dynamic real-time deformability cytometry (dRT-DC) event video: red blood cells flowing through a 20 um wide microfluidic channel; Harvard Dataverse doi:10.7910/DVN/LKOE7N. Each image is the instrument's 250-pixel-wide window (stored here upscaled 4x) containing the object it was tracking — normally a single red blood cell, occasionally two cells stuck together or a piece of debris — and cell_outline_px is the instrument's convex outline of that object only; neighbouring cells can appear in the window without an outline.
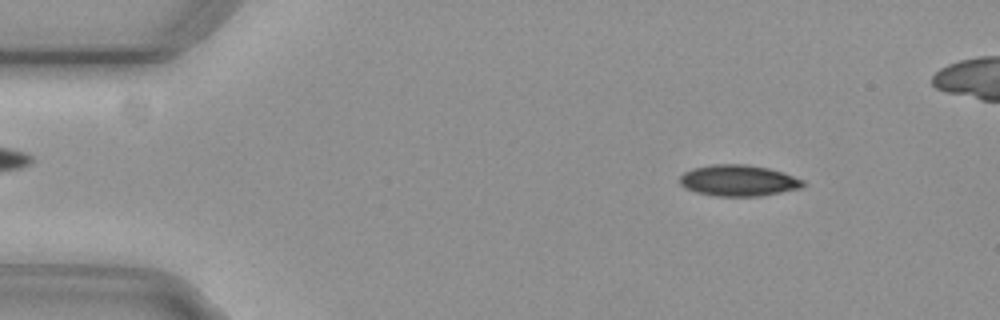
{"species": "common noctule bat (a hibernating species)", "species_latin": "Nyctalus noctula", "temperature_condition": "cold", "stored_images_in_passage": 51, "camera_frame_rate_fps": 3000, "um_per_image_px": 0.085, "animal": {"sex": "female", "body_mass_g": 29.2, "forearm_length_mm": 56.3}, "frame": {"image": 1, "passage_image": 7, "time_ms": 2.0, "image_size_px": [1000, 320], "cell_outline_px": [[804, 184], [800, 188], [760, 196], [716, 196], [696, 192], [684, 188], [680, 184], [680, 176], [684, 172], [692, 168], [712, 164], [744, 164], [768, 168], [784, 172], [804, 180]], "centroid_in_image_um": [62.74, 15.34], "position_along_channel_um": 22.3, "area_um2": 22.43}}
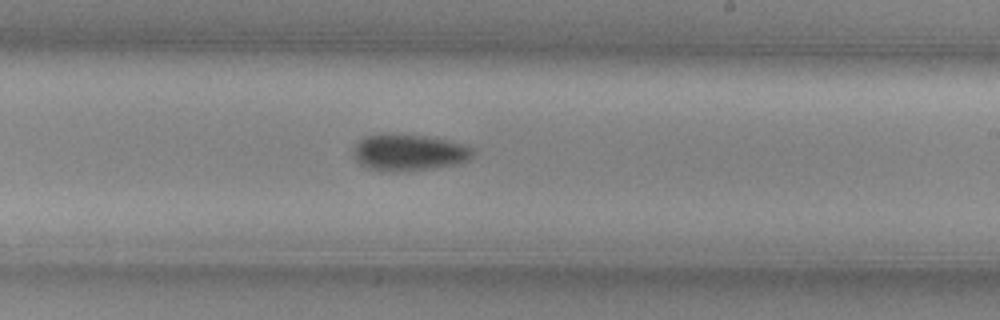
{"frame": {"image": 2, "passage_image": 32, "time_ms": 10.333, "image_size_px": [1000, 320], "cell_outline_px": [[472, 152], [468, 160], [460, 164], [408, 172], [380, 172], [368, 168], [360, 164], [356, 160], [352, 152], [352, 148], [364, 136], [380, 132], [384, 132], [436, 136], [468, 144], [472, 148]], "centroid_in_image_um": [34.74, 12.94], "position_along_channel_um": 254.3, "area_um2": 26.76}}
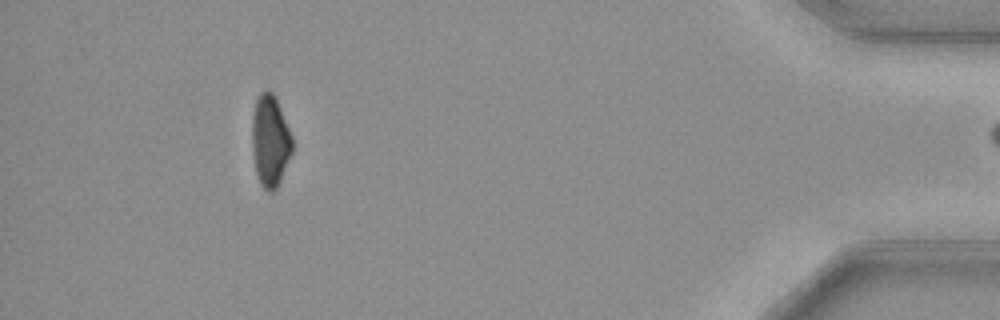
{"frame": {"image": 3, "passage_image": 50, "time_ms": 16.333, "image_size_px": [1000, 320], "cell_outline_px": [[292, 152], [280, 180], [276, 188], [272, 192], [268, 192], [260, 184], [256, 172], [252, 152], [252, 112], [256, 100], [260, 92], [268, 88], [276, 96], [292, 136]], "centroid_in_image_um": [22.95, 11.92], "position_along_channel_um": 412.2, "area_um2": 21.68}}